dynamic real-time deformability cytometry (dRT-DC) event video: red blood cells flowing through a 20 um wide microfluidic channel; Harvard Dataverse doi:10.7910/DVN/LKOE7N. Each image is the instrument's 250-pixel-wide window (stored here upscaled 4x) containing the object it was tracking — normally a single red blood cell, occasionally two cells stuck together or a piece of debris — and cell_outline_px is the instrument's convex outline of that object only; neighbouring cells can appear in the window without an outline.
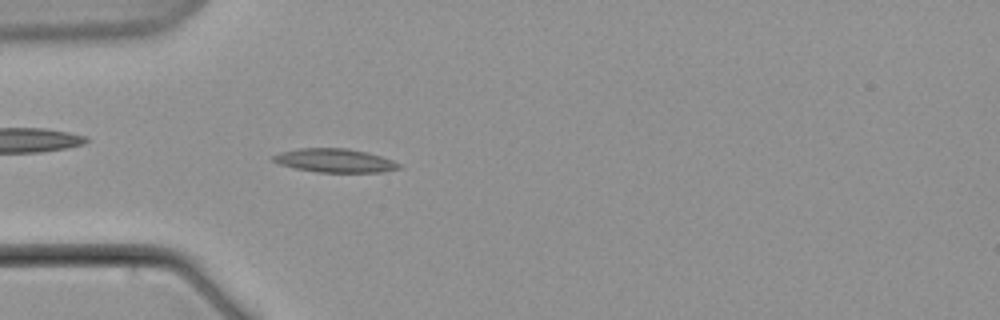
{"species": "common noctule bat (a hibernating species)", "species_latin": "Nyctalus noctula", "temperature_condition": "warm", "stored_images_in_passage": 6, "camera_frame_rate_fps": 3000, "um_per_image_px": 0.085, "animal": {"sex": "male", "body_mass_g": 21.5, "forearm_length_mm": 52.0}, "frame": {"image": 1, "passage_image": 6, "time_ms": 7.0, "image_size_px": [1000, 320], "cell_outline_px": [[404, 168], [384, 172], [316, 172], [296, 168], [280, 164], [272, 160], [272, 156], [280, 152], [300, 148], [348, 148], [368, 152], [392, 160], [400, 164]], "centroid_in_image_um": [28.5, 13.64], "position_along_channel_um": 56.5, "area_um2": 17.4}}